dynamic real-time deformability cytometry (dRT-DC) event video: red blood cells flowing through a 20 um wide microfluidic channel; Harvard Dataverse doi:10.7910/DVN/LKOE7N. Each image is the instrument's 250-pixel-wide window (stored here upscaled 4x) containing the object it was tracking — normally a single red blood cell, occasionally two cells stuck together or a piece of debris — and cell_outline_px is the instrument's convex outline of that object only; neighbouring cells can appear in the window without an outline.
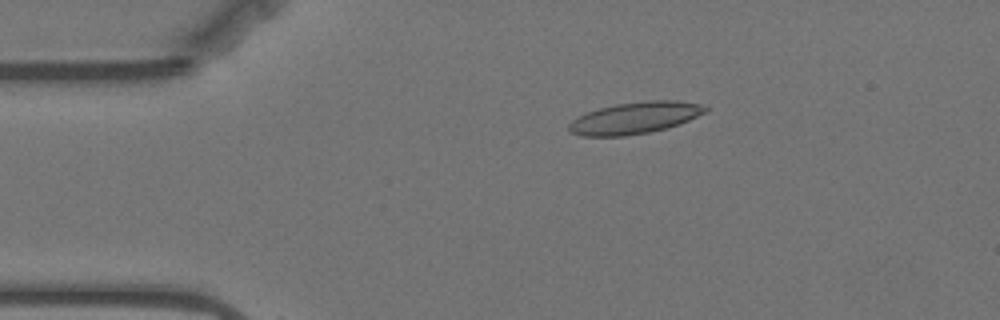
{"species": "Egyptian fruit bat (a non-hibernating species)", "species_latin": "Rousettus aegyptiacus", "temperature_condition": "warm", "stored_images_in_passage": 11, "camera_frame_rate_fps": 3000, "um_per_image_px": 0.085, "animal": {"sex": "female"}, "frame": {"image": 1, "passage_image": 10, "time_ms": 3.0, "image_size_px": [1000, 320], "cell_outline_px": [[708, 112], [668, 128], [648, 132], [624, 136], [580, 136], [572, 132], [568, 128], [568, 124], [572, 120], [588, 112], [600, 108], [616, 104], [648, 100], [676, 100], [708, 104]], "centroid_in_image_um": [54.04, 10.01], "position_along_channel_um": 31.0, "area_um2": 25.32}}